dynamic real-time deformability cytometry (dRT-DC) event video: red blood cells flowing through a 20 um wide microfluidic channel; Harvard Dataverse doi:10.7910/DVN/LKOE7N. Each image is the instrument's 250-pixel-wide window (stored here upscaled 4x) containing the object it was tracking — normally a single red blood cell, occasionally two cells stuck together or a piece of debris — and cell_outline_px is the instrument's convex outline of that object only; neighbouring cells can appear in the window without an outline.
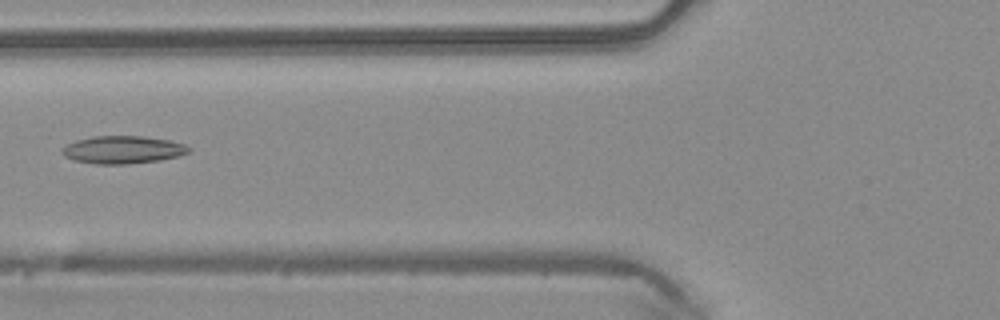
{"species": "common noctule bat (a hibernating species)", "species_latin": "Nyctalus noctula", "temperature_condition": "warm", "stored_images_in_passage": 3, "camera_frame_rate_fps": 3000, "um_per_image_px": 0.085, "animal": {"sex": "male", "body_mass_g": 20.4}, "frame": {"image": 1, "passage_image": 2, "time_ms": 0.333, "image_size_px": [1000, 320], "cell_outline_px": [[192, 152], [180, 156], [160, 160], [128, 164], [96, 164], [76, 160], [64, 156], [60, 152], [60, 148], [76, 140], [92, 136], [140, 136], [168, 140], [184, 144], [192, 148]], "centroid_in_image_um": [10.46, 12.73], "position_along_channel_um": 115.3, "area_um2": 20.58}}
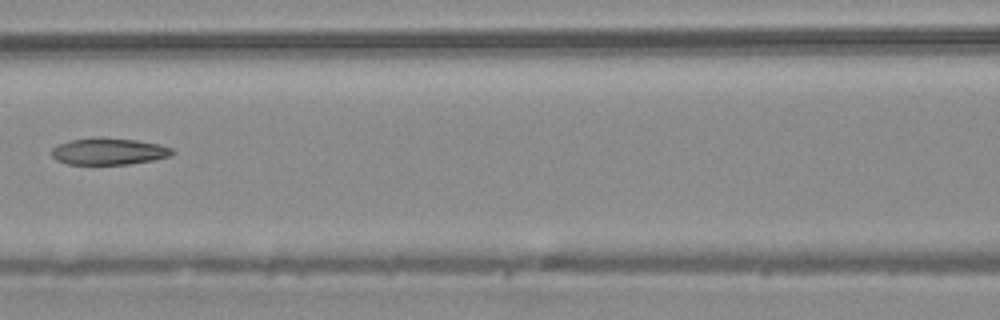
{"frame": {"image": 2, "passage_image": 3, "time_ms": 0.667, "image_size_px": [1000, 320], "cell_outline_px": [[176, 152], [172, 156], [152, 160], [128, 164], [68, 164], [56, 160], [52, 156], [52, 148], [60, 144], [72, 140], [136, 140], [160, 144], [172, 148]], "centroid_in_image_um": [9.31, 12.91], "position_along_channel_um": 157.3, "area_um2": 17.98}}